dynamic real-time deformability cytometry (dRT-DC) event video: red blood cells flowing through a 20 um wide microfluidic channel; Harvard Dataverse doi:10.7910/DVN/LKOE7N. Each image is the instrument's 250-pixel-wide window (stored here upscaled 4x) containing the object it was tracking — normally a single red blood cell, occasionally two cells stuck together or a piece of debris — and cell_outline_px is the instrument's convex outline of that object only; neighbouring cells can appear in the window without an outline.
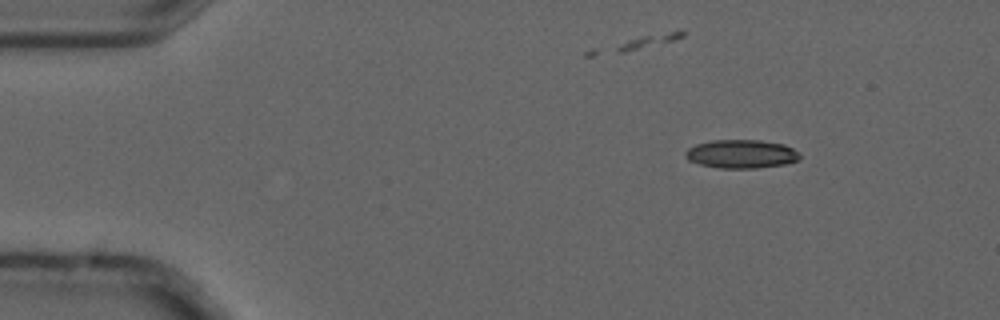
{"species": "common noctule bat (a hibernating species)", "species_latin": "Nyctalus noctula", "temperature_condition": "cold", "stored_images_in_passage": 7, "camera_frame_rate_fps": 3000, "um_per_image_px": 0.085, "animal": {"sex": "male", "forearm_length_mm": 52.5}, "frame": {"image": 1, "passage_image": 3, "time_ms": 0.667, "image_size_px": [1000, 320], "cell_outline_px": [[800, 156], [796, 160], [784, 164], [756, 168], [720, 168], [700, 164], [688, 160], [684, 156], [684, 152], [688, 148], [696, 144], [712, 140], [760, 140], [784, 144], [800, 152]], "centroid_in_image_um": [62.98, 13.08], "position_along_channel_um": 22.0, "area_um2": 19.02}}
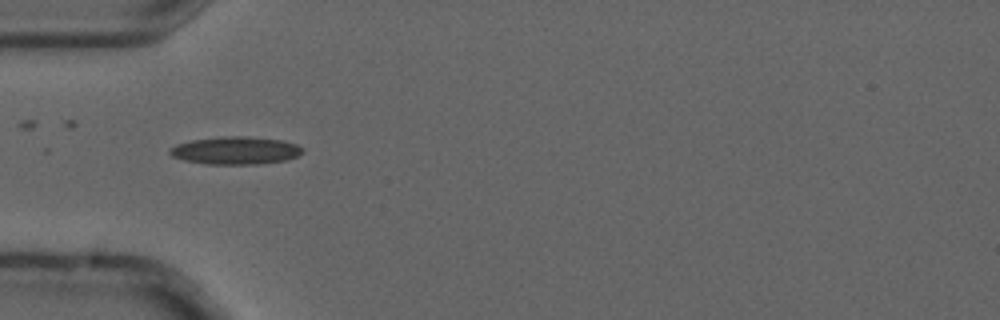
{"frame": {"image": 2, "passage_image": 6, "time_ms": 1.667, "image_size_px": [1000, 320], "cell_outline_px": [[304, 152], [288, 160], [256, 164], [208, 164], [184, 160], [172, 156], [168, 152], [168, 148], [176, 144], [192, 140], [220, 136], [248, 136], [280, 140], [296, 144], [304, 148]], "centroid_in_image_um": [20.01, 12.79], "position_along_channel_um": 65.0, "area_um2": 21.56}}
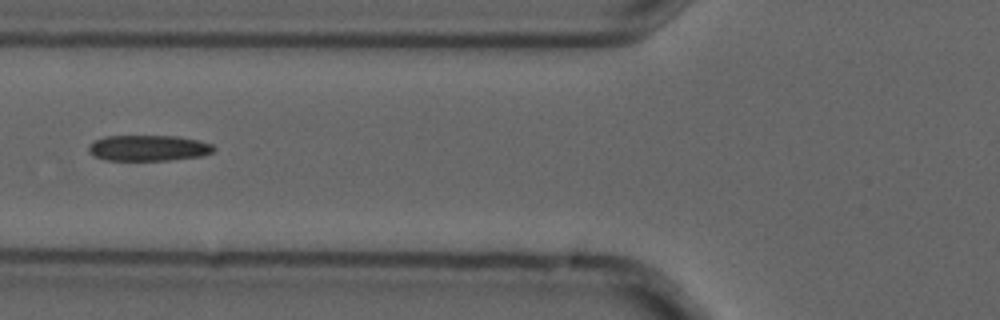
{"frame": {"image": 3, "passage_image": 7, "time_ms": 2.0, "image_size_px": [1000, 320], "cell_outline_px": [[216, 148], [212, 152], [200, 156], [168, 160], [104, 160], [92, 156], [88, 152], [88, 144], [104, 136], [176, 136], [196, 140], [212, 144]], "centroid_in_image_um": [12.55, 12.58], "position_along_channel_um": 113.2, "area_um2": 18.84}}